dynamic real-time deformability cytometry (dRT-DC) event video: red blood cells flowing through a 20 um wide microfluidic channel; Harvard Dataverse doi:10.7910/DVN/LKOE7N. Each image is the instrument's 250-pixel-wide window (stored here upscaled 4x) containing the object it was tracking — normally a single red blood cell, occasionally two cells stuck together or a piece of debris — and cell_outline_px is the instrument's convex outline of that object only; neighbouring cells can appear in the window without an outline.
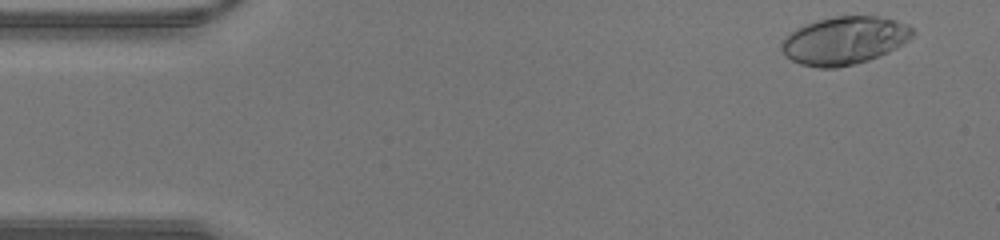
{"species": "human", "species_latin": "Homo sapiens", "temperature_condition": "warm", "stored_images_in_passage": 42, "camera_frame_rate_fps": 3000, "um_per_image_px": 0.085, "donor": {"sex": "male"}, "frame": {"image": 1, "passage_image": 2, "time_ms": 0.333, "image_size_px": [1000, 240], "cell_outline_px": [[916, 32], [904, 44], [888, 52], [868, 60], [836, 68], [820, 68], [800, 64], [784, 56], [780, 48], [780, 44], [784, 36], [788, 32], [796, 28], [816, 20], [836, 16], [876, 16], [896, 20], [908, 24]], "centroid_in_image_um": [71.75, 3.44], "position_along_channel_um": 13.3, "area_um2": 36.88}}
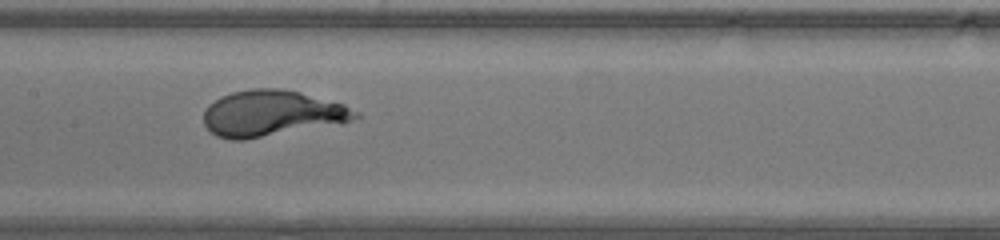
{"frame": {"image": 2, "passage_image": 20, "time_ms": 6.333, "image_size_px": [1000, 240], "cell_outline_px": [[360, 116], [344, 124], [244, 140], [232, 140], [216, 136], [204, 124], [204, 108], [208, 104], [220, 96], [232, 92], [252, 88], [280, 88], [300, 92], [344, 104], [360, 112]], "centroid_in_image_um": [23.13, 9.64], "position_along_channel_um": 184.3, "area_um2": 41.27}}
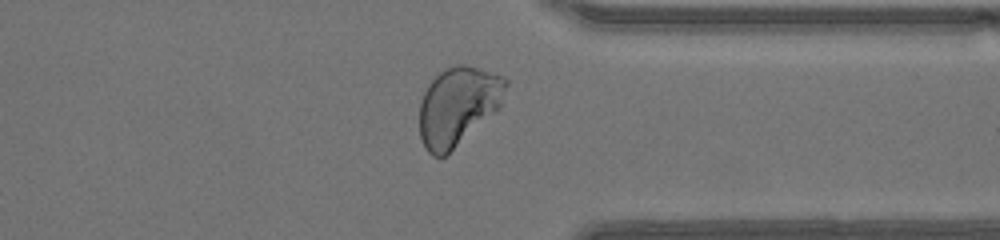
{"frame": {"image": 3, "passage_image": 32, "time_ms": 10.333, "image_size_px": [1000, 240], "cell_outline_px": [[508, 84], [500, 108], [448, 156], [432, 156], [428, 152], [420, 136], [420, 104], [424, 92], [428, 84], [440, 72], [456, 64], [464, 64], [504, 76], [508, 80]], "centroid_in_image_um": [38.95, 9.04], "position_along_channel_um": 372.4, "area_um2": 39.77}}